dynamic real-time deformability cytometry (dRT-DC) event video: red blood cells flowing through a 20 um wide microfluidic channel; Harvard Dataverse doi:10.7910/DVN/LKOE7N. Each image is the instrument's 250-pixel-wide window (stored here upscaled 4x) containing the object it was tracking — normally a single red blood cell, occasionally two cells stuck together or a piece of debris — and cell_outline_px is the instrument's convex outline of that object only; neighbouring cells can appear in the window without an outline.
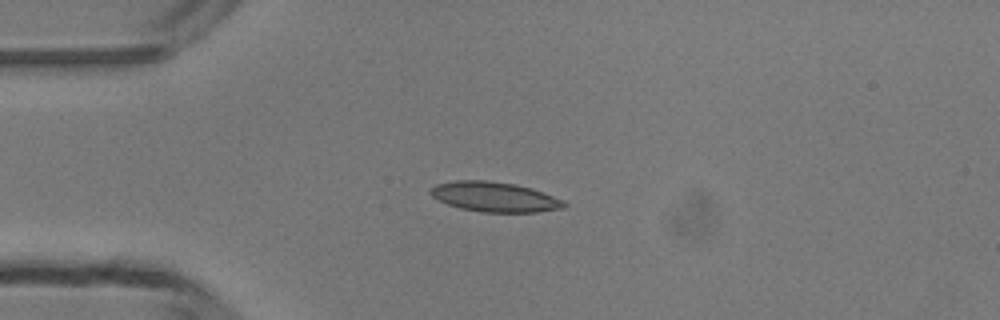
{"species": "common noctule bat (a hibernating species)", "species_latin": "Nyctalus noctula", "temperature_condition": "room temperature", "stored_images_in_passage": 3, "camera_frame_rate_fps": 3000, "um_per_image_px": 0.085, "animal": {"sex": "male", "body_mass_g": 13.3}, "frame": {"image": 1, "passage_image": 2, "time_ms": 1.333, "image_size_px": [1000, 320], "cell_outline_px": [[568, 204], [564, 208], [536, 212], [480, 212], [460, 208], [448, 204], [432, 196], [428, 192], [428, 188], [436, 184], [456, 180], [488, 180], [516, 184], [532, 188], [564, 200]], "centroid_in_image_um": [42.04, 16.73], "position_along_channel_um": 43.0, "area_um2": 23.47}}